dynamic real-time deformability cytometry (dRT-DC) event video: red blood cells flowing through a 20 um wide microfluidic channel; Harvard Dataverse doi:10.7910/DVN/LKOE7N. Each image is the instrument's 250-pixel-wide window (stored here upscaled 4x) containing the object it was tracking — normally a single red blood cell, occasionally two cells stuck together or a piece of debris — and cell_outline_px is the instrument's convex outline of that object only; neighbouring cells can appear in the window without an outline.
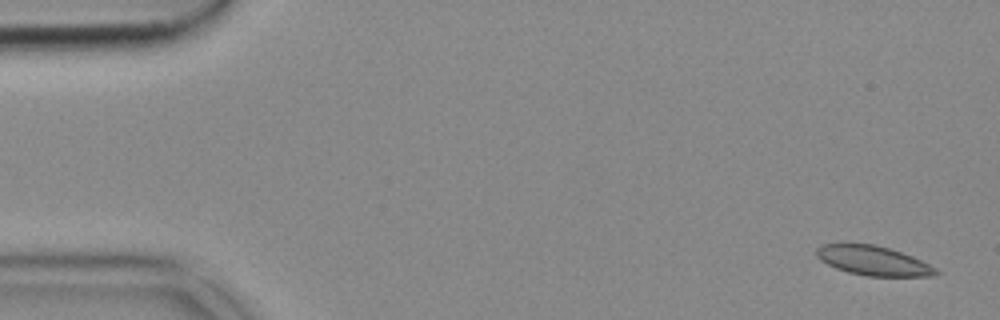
{"species": "common noctule bat (a hibernating species)", "species_latin": "Nyctalus noctula", "temperature_condition": "cold", "stored_images_in_passage": 53, "camera_frame_rate_fps": 3000, "um_per_image_px": 0.085, "animal": {"sex": "female", "body_mass_g": 18.4}, "frame": {"image": 1, "passage_image": 2, "time_ms": 0.333, "image_size_px": [1000, 320], "cell_outline_px": [[940, 272], [932, 276], [864, 276], [848, 272], [836, 268], [820, 260], [816, 256], [816, 248], [820, 244], [872, 244], [888, 248], [912, 256], [936, 268]], "centroid_in_image_um": [74.2, 22.16], "position_along_channel_um": 10.8, "area_um2": 20.35}}
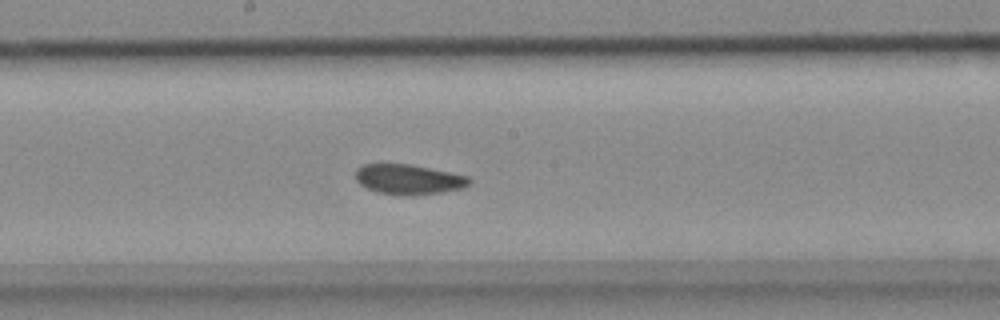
{"frame": {"image": 2, "passage_image": 28, "time_ms": 9.0, "image_size_px": [1000, 320], "cell_outline_px": [[472, 184], [464, 188], [444, 192], [416, 196], [400, 196], [376, 192], [360, 184], [356, 180], [356, 168], [364, 164], [412, 164], [468, 176], [472, 180]], "centroid_in_image_um": [34.77, 15.26], "position_along_channel_um": 213.4, "area_um2": 20.35}}
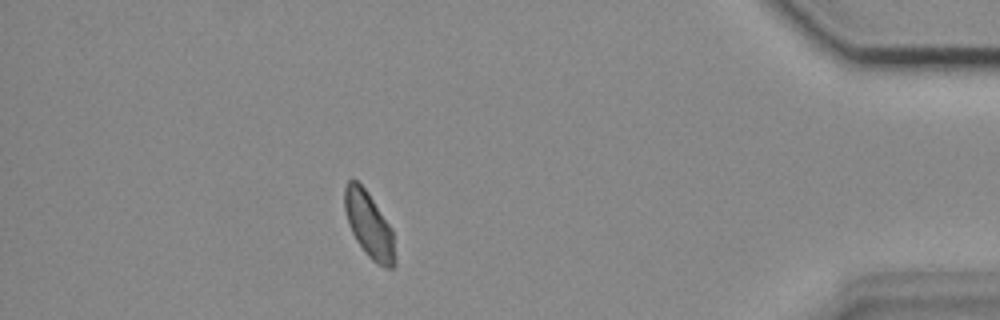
{"frame": {"image": 3, "passage_image": 47, "time_ms": 15.333, "image_size_px": [1000, 320], "cell_outline_px": [[396, 264], [392, 268], [384, 268], [372, 260], [364, 252], [356, 240], [348, 224], [344, 208], [344, 188], [348, 180], [352, 176], [368, 192], [392, 228], [396, 260]], "centroid_in_image_um": [31.36, 19.12], "position_along_channel_um": 403.8, "area_um2": 19.54}}